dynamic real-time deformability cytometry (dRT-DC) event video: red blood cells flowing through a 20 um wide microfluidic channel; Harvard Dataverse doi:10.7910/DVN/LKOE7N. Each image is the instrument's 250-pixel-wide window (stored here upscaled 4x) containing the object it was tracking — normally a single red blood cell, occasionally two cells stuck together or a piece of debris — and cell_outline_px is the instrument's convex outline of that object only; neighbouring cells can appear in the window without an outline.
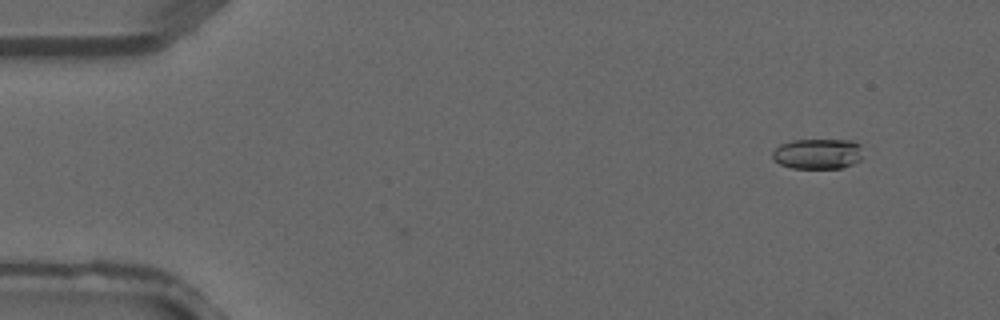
{"species": "common noctule bat (a hibernating species)", "species_latin": "Nyctalus noctula", "temperature_condition": "warm", "stored_images_in_passage": 3, "camera_frame_rate_fps": 3000, "um_per_image_px": 0.085, "animal": {"sex": "male", "forearm_length_mm": 52.5}, "frame": {"image": 1, "passage_image": 1, "time_ms": 0.0, "image_size_px": [1000, 320], "cell_outline_px": [[860, 160], [852, 164], [840, 168], [792, 168], [780, 164], [772, 160], [772, 152], [780, 144], [792, 140], [852, 140], [860, 144]], "centroid_in_image_um": [69.46, 13.07], "position_along_channel_um": 15.5, "area_um2": 16.01}}